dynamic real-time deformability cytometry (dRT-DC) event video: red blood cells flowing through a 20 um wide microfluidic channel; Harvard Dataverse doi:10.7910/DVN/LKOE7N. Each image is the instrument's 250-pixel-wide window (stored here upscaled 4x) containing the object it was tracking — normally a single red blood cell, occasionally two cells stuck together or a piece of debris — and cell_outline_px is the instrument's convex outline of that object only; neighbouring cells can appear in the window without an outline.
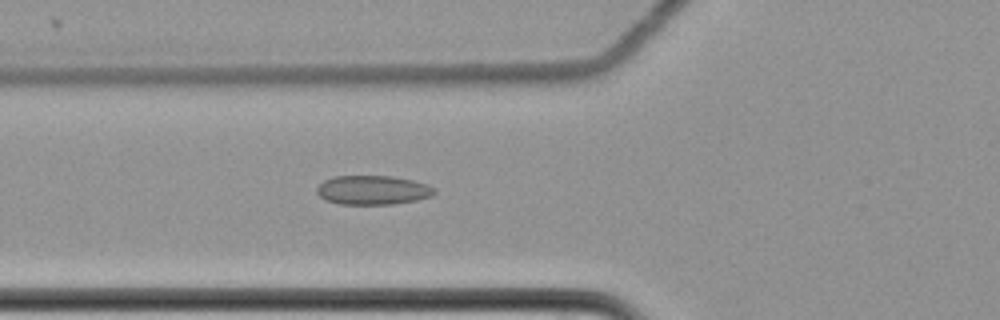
{"species": "common noctule bat (a hibernating species)", "species_latin": "Nyctalus noctula", "temperature_condition": "cold", "stored_images_in_passage": 4, "camera_frame_rate_fps": 3000, "um_per_image_px": 0.085, "animal": {"sex": "female", "body_mass_g": 22.7, "forearm_length_mm": 54.2}, "frame": {"image": 1, "passage_image": 4, "time_ms": 1.0, "image_size_px": [1000, 320], "cell_outline_px": [[436, 192], [432, 196], [416, 200], [392, 204], [340, 204], [324, 200], [316, 192], [316, 188], [324, 180], [332, 176], [392, 176], [412, 180], [428, 184], [436, 188]], "centroid_in_image_um": [31.69, 16.15], "position_along_channel_um": 94.1, "area_um2": 20.11}}